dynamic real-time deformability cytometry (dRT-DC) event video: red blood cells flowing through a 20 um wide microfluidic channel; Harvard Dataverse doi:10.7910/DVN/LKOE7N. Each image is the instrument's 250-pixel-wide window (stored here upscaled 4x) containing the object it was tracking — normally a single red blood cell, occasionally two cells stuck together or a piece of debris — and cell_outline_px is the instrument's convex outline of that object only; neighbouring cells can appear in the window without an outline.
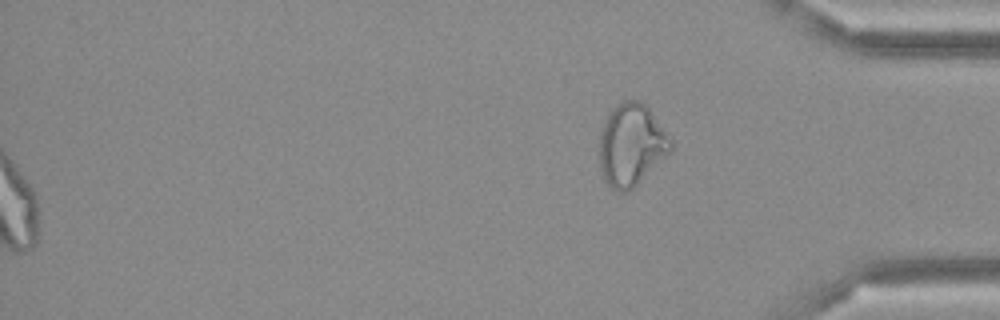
{"species": "Egyptian fruit bat (a non-hibernating species)", "species_latin": "Rousettus aegyptiacus", "temperature_condition": "cold", "stored_images_in_passage": 50, "segment_of_instrument_passage": [2, 2], "camera_frame_rate_fps": 3000, "um_per_image_px": 0.085, "frame": {"image": 1, "passage_image": 50, "time_ms": 16.333, "image_size_px": [1000, 320], "cell_outline_px": [[672, 152], [628, 192], [616, 192], [604, 180], [600, 168], [600, 132], [604, 120], [612, 108], [616, 104], [624, 100], [640, 100], [648, 104], [672, 144]], "centroid_in_image_um": [53.66, 12.3], "position_along_channel_um": 381.5, "area_um2": 34.33}}